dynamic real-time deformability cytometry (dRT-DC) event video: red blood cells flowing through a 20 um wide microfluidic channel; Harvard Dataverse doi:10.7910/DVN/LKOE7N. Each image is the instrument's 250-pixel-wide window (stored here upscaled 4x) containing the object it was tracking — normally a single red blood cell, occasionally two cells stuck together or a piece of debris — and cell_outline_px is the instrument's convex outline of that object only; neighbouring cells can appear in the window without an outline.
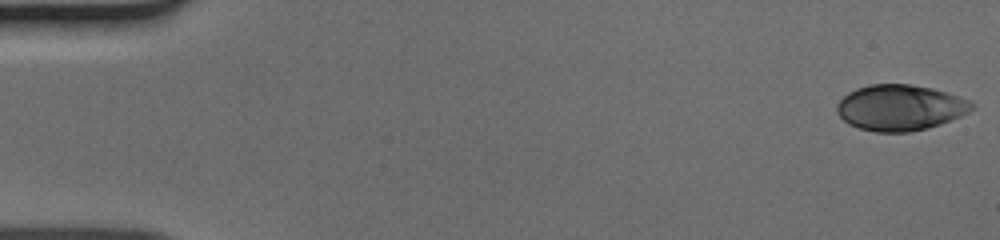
{"species": "human", "species_latin": "Homo sapiens", "temperature_condition": "cold", "stored_images_in_passage": 50, "camera_frame_rate_fps": 3000, "um_per_image_px": 0.085, "donor": {"sex": "male"}, "frame": {"image": 1, "passage_image": 1, "time_ms": 0.0, "image_size_px": [1000, 240], "cell_outline_px": [[976, 104], [968, 112], [960, 116], [940, 124], [908, 132], [876, 132], [860, 128], [848, 124], [836, 112], [836, 104], [848, 92], [856, 88], [872, 84], [908, 84], [932, 88], [968, 100]], "centroid_in_image_um": [76.47, 9.14], "position_along_channel_um": 8.5, "area_um2": 35.72}}
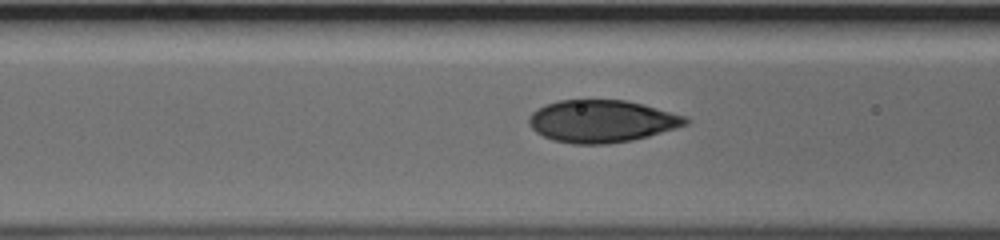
{"frame": {"image": 2, "passage_image": 20, "time_ms": 6.333, "image_size_px": [1000, 240], "cell_outline_px": [[692, 120], [688, 124], [676, 128], [648, 136], [632, 140], [608, 144], [572, 144], [552, 140], [536, 132], [532, 128], [528, 120], [528, 116], [532, 112], [544, 104], [560, 100], [624, 100], [644, 104], [688, 116]], "centroid_in_image_um": [51.17, 10.3], "position_along_channel_um": 115.4, "area_um2": 38.96}}
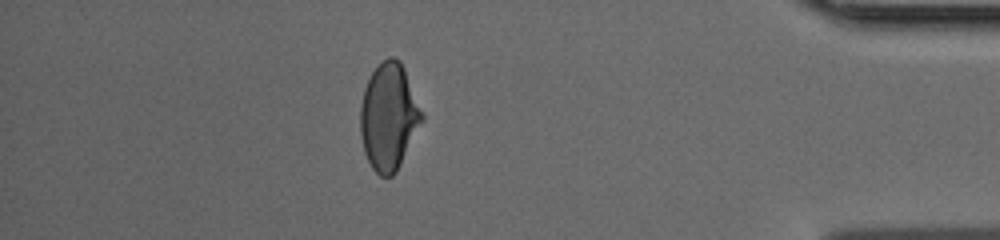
{"frame": {"image": 3, "passage_image": 44, "time_ms": 14.333, "image_size_px": [1000, 240], "cell_outline_px": [[424, 120], [396, 172], [392, 176], [380, 176], [372, 168], [364, 152], [360, 136], [360, 104], [364, 88], [372, 72], [388, 56], [392, 56], [400, 60], [404, 68], [424, 116]], "centroid_in_image_um": [33.04, 9.93], "position_along_channel_um": 402.2, "area_um2": 38.26}}